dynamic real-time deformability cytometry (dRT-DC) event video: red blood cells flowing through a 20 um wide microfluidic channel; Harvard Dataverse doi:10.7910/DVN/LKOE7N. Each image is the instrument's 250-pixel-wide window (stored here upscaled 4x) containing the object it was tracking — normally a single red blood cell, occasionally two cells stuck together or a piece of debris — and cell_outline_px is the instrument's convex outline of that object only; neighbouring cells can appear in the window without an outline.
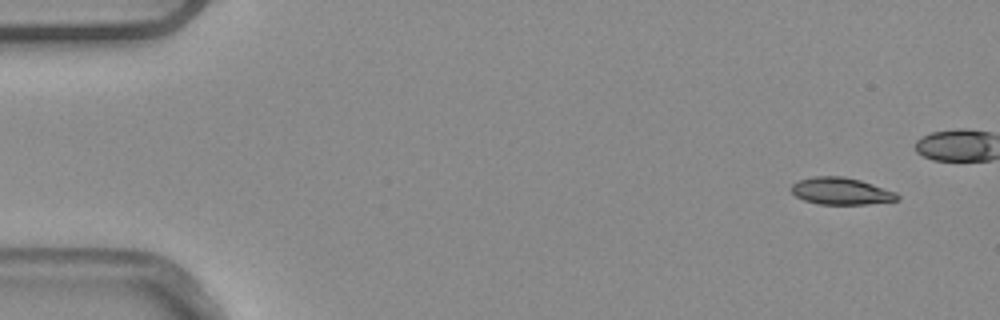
{"species": "common noctule bat (a hibernating species)", "species_latin": "Nyctalus noctula", "temperature_condition": "warm", "stored_images_in_passage": 5, "segment_of_instrument_passage": [2, 2], "camera_frame_rate_fps": 3000, "um_per_image_px": 0.085, "animal": {"sex": "male", "body_mass_g": 20.4}, "frame": {"image": 1, "passage_image": 5, "time_ms": 1.333, "image_size_px": [1000, 320], "cell_outline_px": [[900, 200], [868, 204], [820, 204], [804, 200], [796, 196], [792, 192], [792, 184], [800, 180], [812, 176], [844, 176], [860, 180], [896, 192], [900, 196]], "centroid_in_image_um": [71.52, 16.24], "position_along_channel_um": 13.5, "area_um2": 16.65}}